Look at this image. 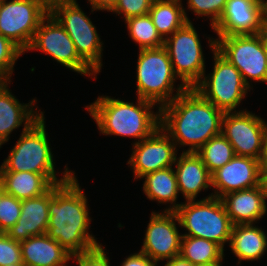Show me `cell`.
<instances>
[{
  "label": "cell",
  "mask_w": 267,
  "mask_h": 266,
  "mask_svg": "<svg viewBox=\"0 0 267 266\" xmlns=\"http://www.w3.org/2000/svg\"><path fill=\"white\" fill-rule=\"evenodd\" d=\"M260 163H261V171H267V127L265 134L264 151Z\"/></svg>",
  "instance_id": "40"
},
{
  "label": "cell",
  "mask_w": 267,
  "mask_h": 266,
  "mask_svg": "<svg viewBox=\"0 0 267 266\" xmlns=\"http://www.w3.org/2000/svg\"><path fill=\"white\" fill-rule=\"evenodd\" d=\"M183 236L204 238L220 245L223 249L230 242L233 223L226 212L221 198L213 194L199 199L186 200L175 211Z\"/></svg>",
  "instance_id": "5"
},
{
  "label": "cell",
  "mask_w": 267,
  "mask_h": 266,
  "mask_svg": "<svg viewBox=\"0 0 267 266\" xmlns=\"http://www.w3.org/2000/svg\"><path fill=\"white\" fill-rule=\"evenodd\" d=\"M121 266H158V264L150 259L146 254L139 251L138 253L130 254L120 264Z\"/></svg>",
  "instance_id": "36"
},
{
  "label": "cell",
  "mask_w": 267,
  "mask_h": 266,
  "mask_svg": "<svg viewBox=\"0 0 267 266\" xmlns=\"http://www.w3.org/2000/svg\"><path fill=\"white\" fill-rule=\"evenodd\" d=\"M223 263H213V264H204V265H195V266H222Z\"/></svg>",
  "instance_id": "46"
},
{
  "label": "cell",
  "mask_w": 267,
  "mask_h": 266,
  "mask_svg": "<svg viewBox=\"0 0 267 266\" xmlns=\"http://www.w3.org/2000/svg\"><path fill=\"white\" fill-rule=\"evenodd\" d=\"M7 266H26L24 263H13Z\"/></svg>",
  "instance_id": "47"
},
{
  "label": "cell",
  "mask_w": 267,
  "mask_h": 266,
  "mask_svg": "<svg viewBox=\"0 0 267 266\" xmlns=\"http://www.w3.org/2000/svg\"><path fill=\"white\" fill-rule=\"evenodd\" d=\"M207 38L213 53V71L207 75L205 72L194 89L223 112H236L251 88L240 71L216 50V39Z\"/></svg>",
  "instance_id": "6"
},
{
  "label": "cell",
  "mask_w": 267,
  "mask_h": 266,
  "mask_svg": "<svg viewBox=\"0 0 267 266\" xmlns=\"http://www.w3.org/2000/svg\"><path fill=\"white\" fill-rule=\"evenodd\" d=\"M76 177L74 173L67 181L52 186L46 233L71 255L102 244L89 233L92 218L89 215L88 199Z\"/></svg>",
  "instance_id": "2"
},
{
  "label": "cell",
  "mask_w": 267,
  "mask_h": 266,
  "mask_svg": "<svg viewBox=\"0 0 267 266\" xmlns=\"http://www.w3.org/2000/svg\"><path fill=\"white\" fill-rule=\"evenodd\" d=\"M186 12L183 5L154 0L149 15L157 32L165 40L187 22H191Z\"/></svg>",
  "instance_id": "26"
},
{
  "label": "cell",
  "mask_w": 267,
  "mask_h": 266,
  "mask_svg": "<svg viewBox=\"0 0 267 266\" xmlns=\"http://www.w3.org/2000/svg\"><path fill=\"white\" fill-rule=\"evenodd\" d=\"M21 214V201L4 194L0 200V232L6 233L15 225Z\"/></svg>",
  "instance_id": "32"
},
{
  "label": "cell",
  "mask_w": 267,
  "mask_h": 266,
  "mask_svg": "<svg viewBox=\"0 0 267 266\" xmlns=\"http://www.w3.org/2000/svg\"><path fill=\"white\" fill-rule=\"evenodd\" d=\"M154 0H118L116 6L111 11L112 13L123 15L124 21L127 18L134 16H142L149 14L152 3Z\"/></svg>",
  "instance_id": "33"
},
{
  "label": "cell",
  "mask_w": 267,
  "mask_h": 266,
  "mask_svg": "<svg viewBox=\"0 0 267 266\" xmlns=\"http://www.w3.org/2000/svg\"><path fill=\"white\" fill-rule=\"evenodd\" d=\"M216 50L240 71L251 90L252 81L267 83V55L262 31L257 34L218 37Z\"/></svg>",
  "instance_id": "9"
},
{
  "label": "cell",
  "mask_w": 267,
  "mask_h": 266,
  "mask_svg": "<svg viewBox=\"0 0 267 266\" xmlns=\"http://www.w3.org/2000/svg\"><path fill=\"white\" fill-rule=\"evenodd\" d=\"M263 174V183L265 185L266 193H267V171H262Z\"/></svg>",
  "instance_id": "44"
},
{
  "label": "cell",
  "mask_w": 267,
  "mask_h": 266,
  "mask_svg": "<svg viewBox=\"0 0 267 266\" xmlns=\"http://www.w3.org/2000/svg\"><path fill=\"white\" fill-rule=\"evenodd\" d=\"M64 169L61 173L63 176L60 179L57 174L0 171V181L3 184L6 194L22 201L41 196L54 184L67 181L75 173L67 165H65Z\"/></svg>",
  "instance_id": "19"
},
{
  "label": "cell",
  "mask_w": 267,
  "mask_h": 266,
  "mask_svg": "<svg viewBox=\"0 0 267 266\" xmlns=\"http://www.w3.org/2000/svg\"><path fill=\"white\" fill-rule=\"evenodd\" d=\"M23 263L20 242L13 240L6 233L0 232V266Z\"/></svg>",
  "instance_id": "34"
},
{
  "label": "cell",
  "mask_w": 267,
  "mask_h": 266,
  "mask_svg": "<svg viewBox=\"0 0 267 266\" xmlns=\"http://www.w3.org/2000/svg\"><path fill=\"white\" fill-rule=\"evenodd\" d=\"M30 50L42 51L80 75L97 78L98 74L78 55L68 33L50 12L40 22L26 52Z\"/></svg>",
  "instance_id": "11"
},
{
  "label": "cell",
  "mask_w": 267,
  "mask_h": 266,
  "mask_svg": "<svg viewBox=\"0 0 267 266\" xmlns=\"http://www.w3.org/2000/svg\"><path fill=\"white\" fill-rule=\"evenodd\" d=\"M263 27L267 29V0H262Z\"/></svg>",
  "instance_id": "41"
},
{
  "label": "cell",
  "mask_w": 267,
  "mask_h": 266,
  "mask_svg": "<svg viewBox=\"0 0 267 266\" xmlns=\"http://www.w3.org/2000/svg\"><path fill=\"white\" fill-rule=\"evenodd\" d=\"M45 124L43 114L29 128L23 127L15 146L3 160L0 171L57 174Z\"/></svg>",
  "instance_id": "7"
},
{
  "label": "cell",
  "mask_w": 267,
  "mask_h": 266,
  "mask_svg": "<svg viewBox=\"0 0 267 266\" xmlns=\"http://www.w3.org/2000/svg\"><path fill=\"white\" fill-rule=\"evenodd\" d=\"M174 165L179 193L185 201L196 200L201 191L212 188L211 174L197 153L182 152Z\"/></svg>",
  "instance_id": "22"
},
{
  "label": "cell",
  "mask_w": 267,
  "mask_h": 266,
  "mask_svg": "<svg viewBox=\"0 0 267 266\" xmlns=\"http://www.w3.org/2000/svg\"><path fill=\"white\" fill-rule=\"evenodd\" d=\"M177 79L164 46L139 50L136 65L137 97L156 104V109H160L187 89L183 83L176 88Z\"/></svg>",
  "instance_id": "4"
},
{
  "label": "cell",
  "mask_w": 267,
  "mask_h": 266,
  "mask_svg": "<svg viewBox=\"0 0 267 266\" xmlns=\"http://www.w3.org/2000/svg\"><path fill=\"white\" fill-rule=\"evenodd\" d=\"M52 198V187L35 198L21 201V214L15 225L6 234L15 241L21 242L31 236L47 233L49 224V200Z\"/></svg>",
  "instance_id": "21"
},
{
  "label": "cell",
  "mask_w": 267,
  "mask_h": 266,
  "mask_svg": "<svg viewBox=\"0 0 267 266\" xmlns=\"http://www.w3.org/2000/svg\"><path fill=\"white\" fill-rule=\"evenodd\" d=\"M267 122L247 109L225 112L222 134L238 156L262 159Z\"/></svg>",
  "instance_id": "13"
},
{
  "label": "cell",
  "mask_w": 267,
  "mask_h": 266,
  "mask_svg": "<svg viewBox=\"0 0 267 266\" xmlns=\"http://www.w3.org/2000/svg\"><path fill=\"white\" fill-rule=\"evenodd\" d=\"M266 234L262 227L255 224L233 225L229 247L238 258V264L242 261H257L265 255Z\"/></svg>",
  "instance_id": "24"
},
{
  "label": "cell",
  "mask_w": 267,
  "mask_h": 266,
  "mask_svg": "<svg viewBox=\"0 0 267 266\" xmlns=\"http://www.w3.org/2000/svg\"><path fill=\"white\" fill-rule=\"evenodd\" d=\"M156 1L168 2V3H176V4H179V5H183V3H182L183 0H156Z\"/></svg>",
  "instance_id": "43"
},
{
  "label": "cell",
  "mask_w": 267,
  "mask_h": 266,
  "mask_svg": "<svg viewBox=\"0 0 267 266\" xmlns=\"http://www.w3.org/2000/svg\"><path fill=\"white\" fill-rule=\"evenodd\" d=\"M49 13L38 0H0V34L25 54L42 19Z\"/></svg>",
  "instance_id": "12"
},
{
  "label": "cell",
  "mask_w": 267,
  "mask_h": 266,
  "mask_svg": "<svg viewBox=\"0 0 267 266\" xmlns=\"http://www.w3.org/2000/svg\"><path fill=\"white\" fill-rule=\"evenodd\" d=\"M263 29L262 0H227L220 20L213 27L217 37L257 34Z\"/></svg>",
  "instance_id": "17"
},
{
  "label": "cell",
  "mask_w": 267,
  "mask_h": 266,
  "mask_svg": "<svg viewBox=\"0 0 267 266\" xmlns=\"http://www.w3.org/2000/svg\"><path fill=\"white\" fill-rule=\"evenodd\" d=\"M73 41L78 55L97 73L101 72L103 41L96 26L80 8L77 0L55 5L49 11Z\"/></svg>",
  "instance_id": "8"
},
{
  "label": "cell",
  "mask_w": 267,
  "mask_h": 266,
  "mask_svg": "<svg viewBox=\"0 0 267 266\" xmlns=\"http://www.w3.org/2000/svg\"><path fill=\"white\" fill-rule=\"evenodd\" d=\"M164 266H195L190 261L184 259L181 255L175 256L167 262H165Z\"/></svg>",
  "instance_id": "38"
},
{
  "label": "cell",
  "mask_w": 267,
  "mask_h": 266,
  "mask_svg": "<svg viewBox=\"0 0 267 266\" xmlns=\"http://www.w3.org/2000/svg\"><path fill=\"white\" fill-rule=\"evenodd\" d=\"M5 194V190H4V187H3V184L2 182L0 181V200L2 198V196Z\"/></svg>",
  "instance_id": "45"
},
{
  "label": "cell",
  "mask_w": 267,
  "mask_h": 266,
  "mask_svg": "<svg viewBox=\"0 0 267 266\" xmlns=\"http://www.w3.org/2000/svg\"><path fill=\"white\" fill-rule=\"evenodd\" d=\"M23 53L9 38L0 34V81H11L16 61Z\"/></svg>",
  "instance_id": "30"
},
{
  "label": "cell",
  "mask_w": 267,
  "mask_h": 266,
  "mask_svg": "<svg viewBox=\"0 0 267 266\" xmlns=\"http://www.w3.org/2000/svg\"><path fill=\"white\" fill-rule=\"evenodd\" d=\"M213 197L222 198L225 194L253 188L263 183L260 160L235 155L222 168L212 175Z\"/></svg>",
  "instance_id": "16"
},
{
  "label": "cell",
  "mask_w": 267,
  "mask_h": 266,
  "mask_svg": "<svg viewBox=\"0 0 267 266\" xmlns=\"http://www.w3.org/2000/svg\"><path fill=\"white\" fill-rule=\"evenodd\" d=\"M46 9L49 11L57 4H61L64 2H70L73 0H38Z\"/></svg>",
  "instance_id": "39"
},
{
  "label": "cell",
  "mask_w": 267,
  "mask_h": 266,
  "mask_svg": "<svg viewBox=\"0 0 267 266\" xmlns=\"http://www.w3.org/2000/svg\"><path fill=\"white\" fill-rule=\"evenodd\" d=\"M196 153L211 175L236 155L234 148L222 133L209 139Z\"/></svg>",
  "instance_id": "29"
},
{
  "label": "cell",
  "mask_w": 267,
  "mask_h": 266,
  "mask_svg": "<svg viewBox=\"0 0 267 266\" xmlns=\"http://www.w3.org/2000/svg\"><path fill=\"white\" fill-rule=\"evenodd\" d=\"M91 5V12L93 11H107L111 12L116 6L118 0H87Z\"/></svg>",
  "instance_id": "37"
},
{
  "label": "cell",
  "mask_w": 267,
  "mask_h": 266,
  "mask_svg": "<svg viewBox=\"0 0 267 266\" xmlns=\"http://www.w3.org/2000/svg\"><path fill=\"white\" fill-rule=\"evenodd\" d=\"M225 112L205 99L196 89L187 88L160 108V127L182 152L196 153L209 139L222 133Z\"/></svg>",
  "instance_id": "1"
},
{
  "label": "cell",
  "mask_w": 267,
  "mask_h": 266,
  "mask_svg": "<svg viewBox=\"0 0 267 266\" xmlns=\"http://www.w3.org/2000/svg\"><path fill=\"white\" fill-rule=\"evenodd\" d=\"M221 200L233 225L256 224L267 214V193L264 183L225 194Z\"/></svg>",
  "instance_id": "20"
},
{
  "label": "cell",
  "mask_w": 267,
  "mask_h": 266,
  "mask_svg": "<svg viewBox=\"0 0 267 266\" xmlns=\"http://www.w3.org/2000/svg\"><path fill=\"white\" fill-rule=\"evenodd\" d=\"M125 22L128 35L138 44V50L164 46V39L157 32L149 14L130 17Z\"/></svg>",
  "instance_id": "28"
},
{
  "label": "cell",
  "mask_w": 267,
  "mask_h": 266,
  "mask_svg": "<svg viewBox=\"0 0 267 266\" xmlns=\"http://www.w3.org/2000/svg\"><path fill=\"white\" fill-rule=\"evenodd\" d=\"M20 247L26 266H68L71 260V254L47 234L31 236Z\"/></svg>",
  "instance_id": "23"
},
{
  "label": "cell",
  "mask_w": 267,
  "mask_h": 266,
  "mask_svg": "<svg viewBox=\"0 0 267 266\" xmlns=\"http://www.w3.org/2000/svg\"><path fill=\"white\" fill-rule=\"evenodd\" d=\"M176 212H153L145 231L143 245L139 251L157 264L180 255L182 233Z\"/></svg>",
  "instance_id": "14"
},
{
  "label": "cell",
  "mask_w": 267,
  "mask_h": 266,
  "mask_svg": "<svg viewBox=\"0 0 267 266\" xmlns=\"http://www.w3.org/2000/svg\"><path fill=\"white\" fill-rule=\"evenodd\" d=\"M262 42L264 44L266 55H267V29L262 30Z\"/></svg>",
  "instance_id": "42"
},
{
  "label": "cell",
  "mask_w": 267,
  "mask_h": 266,
  "mask_svg": "<svg viewBox=\"0 0 267 266\" xmlns=\"http://www.w3.org/2000/svg\"><path fill=\"white\" fill-rule=\"evenodd\" d=\"M224 251L225 249L213 241L182 236L180 255L194 265L223 263Z\"/></svg>",
  "instance_id": "27"
},
{
  "label": "cell",
  "mask_w": 267,
  "mask_h": 266,
  "mask_svg": "<svg viewBox=\"0 0 267 266\" xmlns=\"http://www.w3.org/2000/svg\"><path fill=\"white\" fill-rule=\"evenodd\" d=\"M141 179L145 180L142 188L147 199L160 204H170L163 211L175 212L183 203L177 202L179 189L172 166L146 174Z\"/></svg>",
  "instance_id": "25"
},
{
  "label": "cell",
  "mask_w": 267,
  "mask_h": 266,
  "mask_svg": "<svg viewBox=\"0 0 267 266\" xmlns=\"http://www.w3.org/2000/svg\"><path fill=\"white\" fill-rule=\"evenodd\" d=\"M199 37L194 24L187 22L164 40L174 73L187 88H194L206 72Z\"/></svg>",
  "instance_id": "10"
},
{
  "label": "cell",
  "mask_w": 267,
  "mask_h": 266,
  "mask_svg": "<svg viewBox=\"0 0 267 266\" xmlns=\"http://www.w3.org/2000/svg\"><path fill=\"white\" fill-rule=\"evenodd\" d=\"M99 245L89 251L71 255V260L76 261L78 266H111L105 247Z\"/></svg>",
  "instance_id": "35"
},
{
  "label": "cell",
  "mask_w": 267,
  "mask_h": 266,
  "mask_svg": "<svg viewBox=\"0 0 267 266\" xmlns=\"http://www.w3.org/2000/svg\"><path fill=\"white\" fill-rule=\"evenodd\" d=\"M136 99L134 104L102 94L85 108L100 134L136 138L133 144H137L160 127V109L154 112L156 104L139 97Z\"/></svg>",
  "instance_id": "3"
},
{
  "label": "cell",
  "mask_w": 267,
  "mask_h": 266,
  "mask_svg": "<svg viewBox=\"0 0 267 266\" xmlns=\"http://www.w3.org/2000/svg\"><path fill=\"white\" fill-rule=\"evenodd\" d=\"M188 11H193L199 17H207L210 26L218 23L224 11L227 0H187Z\"/></svg>",
  "instance_id": "31"
},
{
  "label": "cell",
  "mask_w": 267,
  "mask_h": 266,
  "mask_svg": "<svg viewBox=\"0 0 267 266\" xmlns=\"http://www.w3.org/2000/svg\"><path fill=\"white\" fill-rule=\"evenodd\" d=\"M11 81H0V148L9 141L11 133L24 126L29 128L45 112L38 111L37 100L29 103H20L9 89ZM23 124V125H22Z\"/></svg>",
  "instance_id": "18"
},
{
  "label": "cell",
  "mask_w": 267,
  "mask_h": 266,
  "mask_svg": "<svg viewBox=\"0 0 267 266\" xmlns=\"http://www.w3.org/2000/svg\"><path fill=\"white\" fill-rule=\"evenodd\" d=\"M132 154L127 161L134 179L171 167L175 164L177 148L172 139L159 127L151 136L132 144Z\"/></svg>",
  "instance_id": "15"
}]
</instances>
